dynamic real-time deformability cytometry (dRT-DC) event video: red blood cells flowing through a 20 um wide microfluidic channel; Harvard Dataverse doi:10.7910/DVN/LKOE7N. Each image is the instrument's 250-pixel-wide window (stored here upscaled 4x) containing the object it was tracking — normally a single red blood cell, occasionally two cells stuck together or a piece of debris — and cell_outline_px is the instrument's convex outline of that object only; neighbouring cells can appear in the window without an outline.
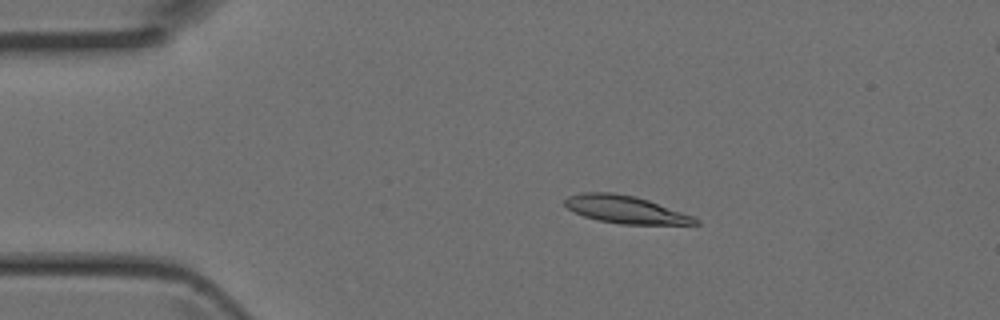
{"species": "Egyptian fruit bat (a non-hibernating species)", "species_latin": "Rousettus aegyptiacus", "temperature_condition": "room temperature", "stored_images_in_passage": 4, "camera_frame_rate_fps": 3000, "um_per_image_px": 0.085, "animal": {"sex": "female"}, "frame": {"image": 1, "passage_image": 2, "time_ms": 0.333, "image_size_px": [1000, 320], "cell_outline_px": [[700, 224], [620, 224], [596, 220], [584, 216], [568, 208], [564, 204], [564, 200], [568, 196], [580, 192], [612, 192], [636, 196], [648, 200], [692, 216], [700, 220]], "centroid_in_image_um": [53.13, 17.8], "position_along_channel_um": 31.9, "area_um2": 20.87}}